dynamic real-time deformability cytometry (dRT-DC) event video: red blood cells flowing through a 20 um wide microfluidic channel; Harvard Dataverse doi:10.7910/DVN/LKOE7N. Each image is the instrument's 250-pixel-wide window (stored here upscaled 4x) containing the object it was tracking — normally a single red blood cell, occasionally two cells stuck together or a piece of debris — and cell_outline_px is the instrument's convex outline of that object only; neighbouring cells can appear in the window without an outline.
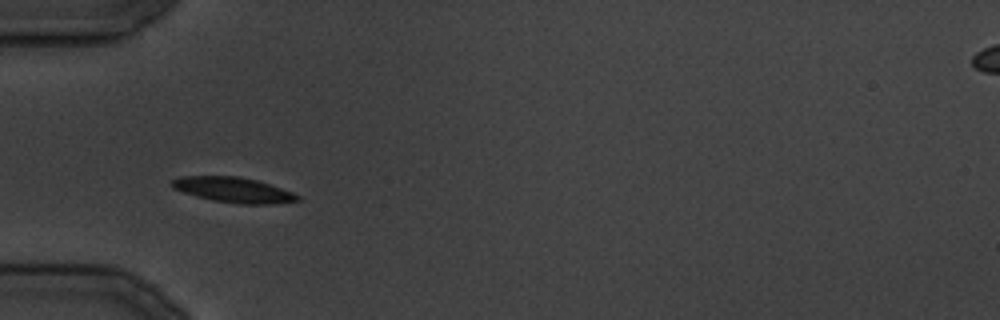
{"species": "common noctule bat (a hibernating species)", "species_latin": "Nyctalus noctula", "temperature_condition": "cold", "stored_images_in_passage": 24, "camera_frame_rate_fps": 3000, "um_per_image_px": 0.085, "animal": {"sex": "male", "body_mass_g": 19.5, "forearm_length_mm": 54.6}, "frame": {"image": 1, "passage_image": 1, "time_ms": 0.0, "image_size_px": [1000, 320], "cell_outline_px": [[300, 200], [272, 204], [240, 204], [212, 200], [196, 196], [172, 188], [172, 180], [180, 176], [240, 176], [256, 180], [292, 192], [300, 196]], "centroid_in_image_um": [19.83, 16.14], "position_along_channel_um": 65.2, "area_um2": 18.32}}
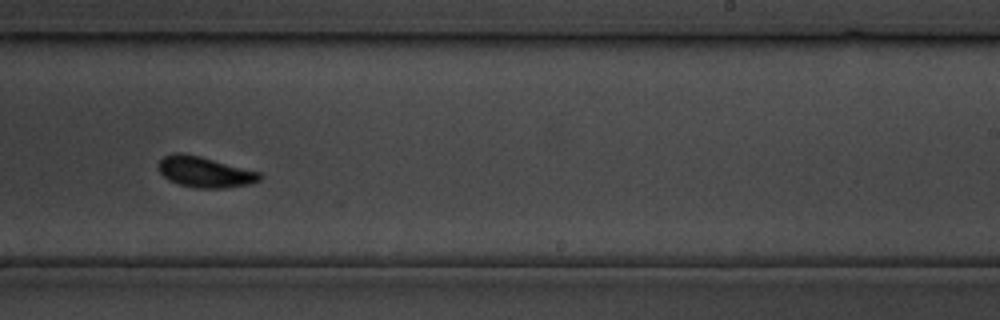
{"frame": {"image": 2, "passage_image": 12, "time_ms": 13.333, "image_size_px": [1000, 320], "cell_outline_px": [[264, 176], [260, 180], [248, 184], [224, 188], [196, 188], [180, 184], [168, 180], [156, 168], [156, 164], [164, 156], [172, 152], [184, 152], [200, 156], [260, 172]], "centroid_in_image_um": [17.37, 14.6], "position_along_channel_um": 271.6, "area_um2": 18.32}}
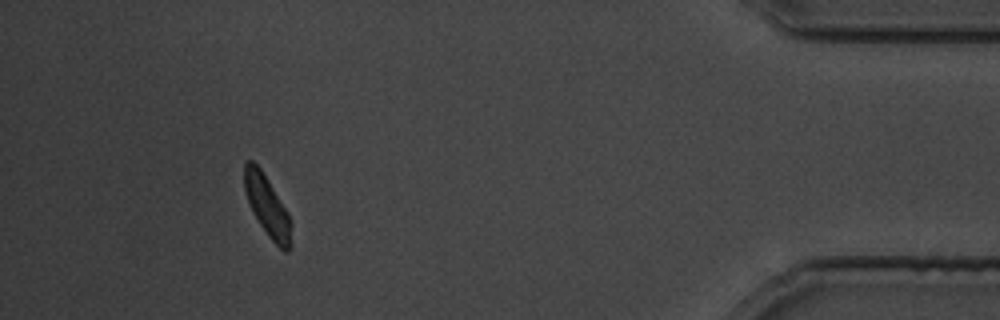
{"frame": {"image": 3, "passage_image": 22, "time_ms": 25.667, "image_size_px": [1000, 320], "cell_outline_px": [[292, 248], [288, 252], [284, 252], [268, 236], [252, 212], [244, 188], [244, 164], [248, 160], [252, 160], [260, 168], [268, 180], [288, 212], [292, 224]], "centroid_in_image_um": [22.75, 17.57], "position_along_channel_um": 412.4, "area_um2": 16.7}}